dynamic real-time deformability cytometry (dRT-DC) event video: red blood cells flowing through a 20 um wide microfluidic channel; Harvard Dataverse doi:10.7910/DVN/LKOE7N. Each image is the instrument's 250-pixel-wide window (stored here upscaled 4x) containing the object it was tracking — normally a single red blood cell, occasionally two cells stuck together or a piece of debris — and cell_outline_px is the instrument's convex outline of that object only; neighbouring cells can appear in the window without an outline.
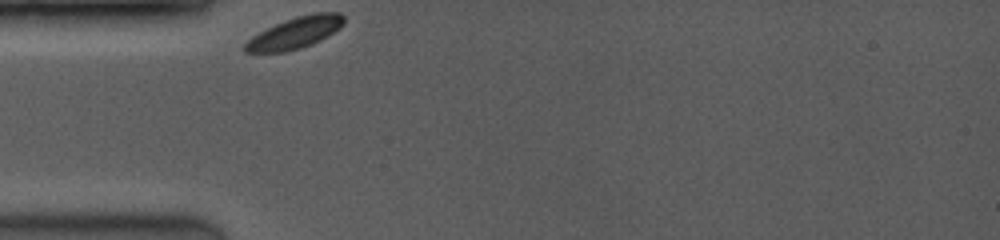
{"species": "common noctule bat (a hibernating species)", "species_latin": "Nyctalus noctula", "temperature_condition": "room temperature", "stored_images_in_passage": 53, "camera_frame_rate_fps": 3500, "um_per_image_px": 0.085, "animal": {"sex": "female", "body_mass_g": 19.0, "forearm_length_mm": 53.3}, "frame": {"image": 1, "passage_image": 1, "time_ms": 0.0, "image_size_px": [1000, 240], "cell_outline_px": [[344, 24], [320, 40], [300, 48], [284, 52], [244, 52], [240, 48], [252, 36], [284, 20], [296, 16], [316, 12], [340, 12], [344, 16]], "centroid_in_image_um": [25.06, 2.78], "position_along_channel_um": 59.9, "area_um2": 17.98}}
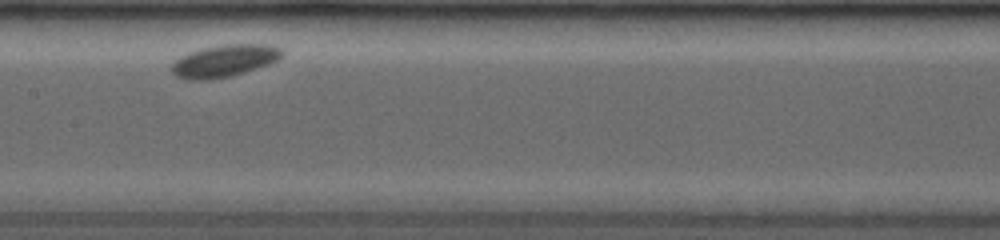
{"frame": {"image": 2, "passage_image": 18, "time_ms": 3.714, "image_size_px": [1000, 240], "cell_outline_px": [[284, 52], [276, 60], [268, 64], [232, 76], [212, 80], [188, 80], [176, 76], [172, 72], [172, 64], [180, 56], [204, 48], [224, 44], [268, 44], [280, 48]], "centroid_in_image_um": [19.06, 5.18], "position_along_channel_um": 188.3, "area_um2": 20.52}}
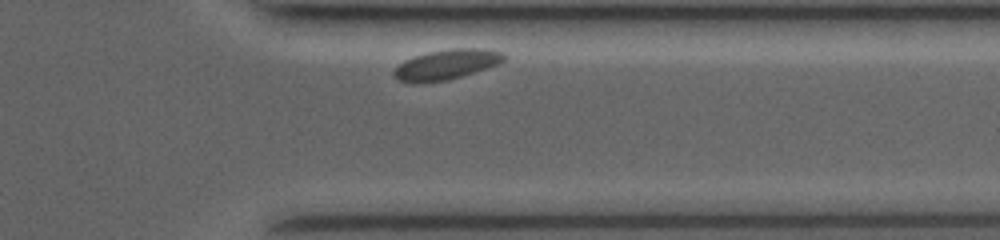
{"frame": {"image": 3, "passage_image": 48, "time_ms": 8.857, "image_size_px": [1000, 240], "cell_outline_px": [[508, 56], [500, 64], [448, 80], [416, 84], [412, 84], [400, 80], [392, 76], [392, 72], [404, 60], [428, 52], [452, 48], [484, 48], [504, 52]], "centroid_in_image_um": [37.98, 5.49], "position_along_channel_um": 373.4, "area_um2": 19.54}, "authors_computed_cell_mechanics": {"area_um2": 18.9584, "velocity_mm_per_s": 3.5582, "shape_relaxation_time_tau1_ms": 0.355, "shape_relaxation_time_tau2_ms": null, "deformation_change_tau1": 0.0211, "deformation_change_tau2": null}}